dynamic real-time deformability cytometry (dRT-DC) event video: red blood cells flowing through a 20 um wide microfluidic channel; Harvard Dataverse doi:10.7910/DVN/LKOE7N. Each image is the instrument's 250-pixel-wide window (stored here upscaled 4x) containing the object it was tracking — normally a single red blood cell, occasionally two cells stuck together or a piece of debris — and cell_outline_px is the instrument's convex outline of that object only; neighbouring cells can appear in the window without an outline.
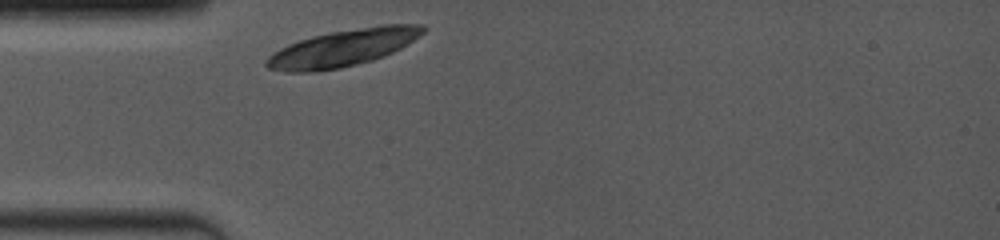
{"species": "common noctule bat (a hibernating species)", "species_latin": "Nyctalus noctula", "temperature_condition": "room temperature", "stored_images_in_passage": 2, "camera_frame_rate_fps": 4000, "um_per_image_px": 0.085, "animal": {"sex": "female", "body_mass_g": 19.0, "forearm_length_mm": 53.3}, "frame": {"image": 1, "passage_image": 1, "time_ms": 0.0, "image_size_px": [1000, 240], "cell_outline_px": [[428, 28], [420, 36], [400, 48], [384, 56], [372, 60], [340, 68], [316, 72], [284, 72], [268, 68], [264, 64], [264, 60], [272, 52], [288, 44], [312, 36], [332, 32], [384, 24], [424, 24]], "centroid_in_image_um": [29.13, 4.08], "position_along_channel_um": 55.9, "area_um2": 33.7}}